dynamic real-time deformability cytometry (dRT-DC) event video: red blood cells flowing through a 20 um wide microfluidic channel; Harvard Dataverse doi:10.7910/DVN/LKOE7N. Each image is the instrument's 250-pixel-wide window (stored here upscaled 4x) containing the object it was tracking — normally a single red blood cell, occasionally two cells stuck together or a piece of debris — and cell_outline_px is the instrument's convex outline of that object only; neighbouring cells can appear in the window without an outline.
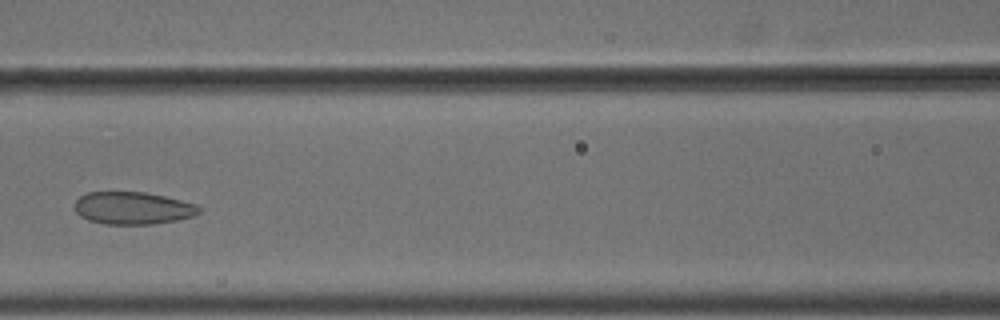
{"species": "common noctule bat (a hibernating species)", "species_latin": "Nyctalus noctula", "temperature_condition": "cold", "stored_images_in_passage": 6, "camera_frame_rate_fps": 3000, "um_per_image_px": 0.085, "animal": {"sex": "male", "body_mass_g": 18.8}, "frame": {"image": 1, "passage_image": 5, "time_ms": 1.333, "image_size_px": [1000, 320], "cell_outline_px": [[200, 212], [196, 216], [176, 220], [152, 224], [104, 224], [88, 220], [80, 216], [76, 212], [76, 200], [80, 196], [88, 192], [144, 192], [164, 196], [196, 204], [200, 208]], "centroid_in_image_um": [11.3, 17.69], "position_along_channel_um": 155.3, "area_um2": 23.47}}
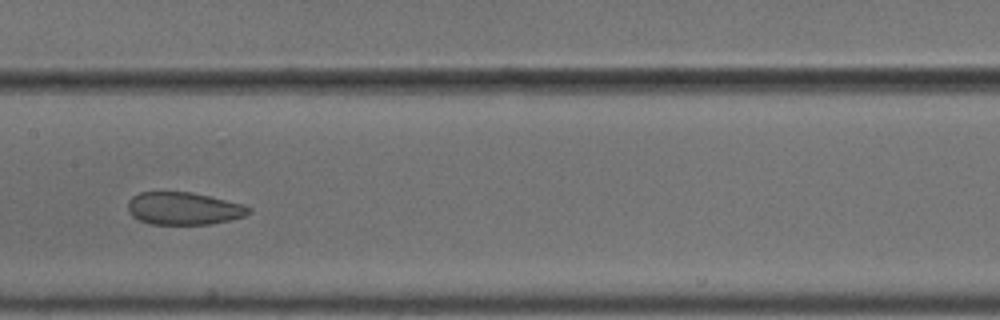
{"frame": {"image": 2, "passage_image": 6, "time_ms": 1.667, "image_size_px": [1000, 320], "cell_outline_px": [[252, 212], [244, 216], [212, 224], [148, 224], [132, 216], [128, 212], [128, 200], [132, 196], [140, 192], [192, 192], [244, 204], [252, 208]], "centroid_in_image_um": [15.62, 17.72], "position_along_channel_um": 191.8, "area_um2": 23.06}}